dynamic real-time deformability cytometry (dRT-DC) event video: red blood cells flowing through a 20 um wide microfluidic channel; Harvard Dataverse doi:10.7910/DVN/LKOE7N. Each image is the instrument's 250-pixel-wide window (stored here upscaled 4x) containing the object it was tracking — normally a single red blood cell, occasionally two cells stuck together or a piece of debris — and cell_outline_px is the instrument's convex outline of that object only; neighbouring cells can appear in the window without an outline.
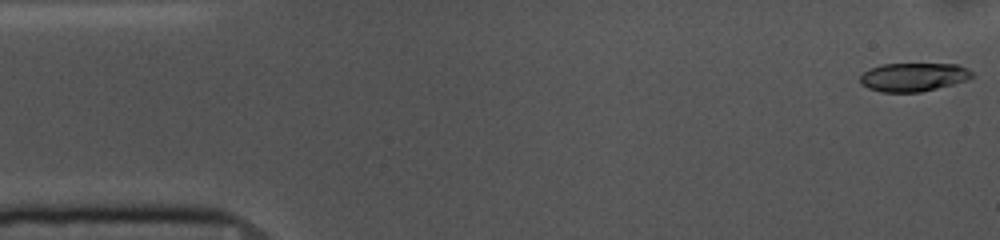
{"species": "common noctule bat (a hibernating species)", "species_latin": "Nyctalus noctula", "temperature_condition": "cold", "stored_images_in_passage": 53, "camera_frame_rate_fps": 3000, "um_per_image_px": 0.085, "animal": {"sex": "female", "body_mass_g": 10.0, "forearm_length_mm": 53.1}, "frame": {"image": 1, "passage_image": 1, "time_ms": 0.0, "image_size_px": [1000, 240], "cell_outline_px": [[972, 76], [968, 80], [920, 92], [880, 92], [868, 88], [860, 84], [860, 76], [864, 72], [880, 64], [956, 64], [968, 68], [972, 72]], "centroid_in_image_um": [77.62, 6.55], "position_along_channel_um": 7.4, "area_um2": 18.55}}
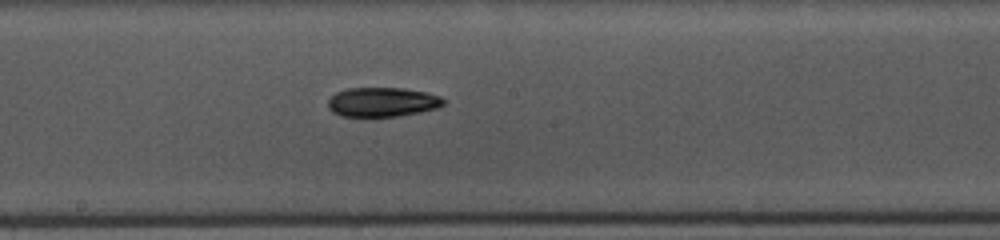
{"frame": {"image": 2, "passage_image": 27, "time_ms": 8.667, "image_size_px": [1000, 240], "cell_outline_px": [[444, 104], [436, 108], [420, 112], [396, 116], [340, 116], [332, 112], [328, 108], [328, 100], [336, 92], [348, 88], [404, 88], [428, 92], [440, 96], [444, 100]], "centroid_in_image_um": [32.49, 8.67], "position_along_channel_um": 215.7, "area_um2": 19.77}}
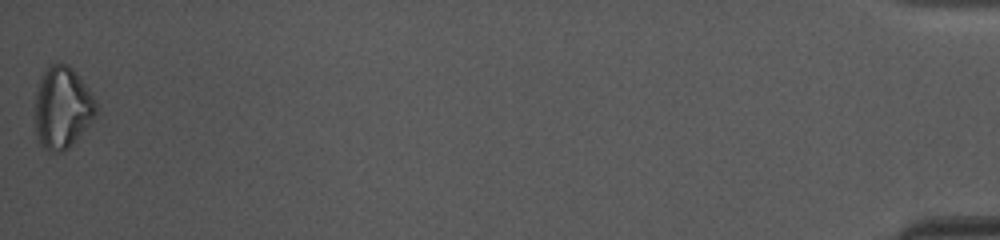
{"frame": {"image": 3, "passage_image": 53, "time_ms": 17.333, "image_size_px": [1000, 240], "cell_outline_px": [[96, 116], [76, 140], [68, 148], [60, 152], [48, 152], [40, 144], [36, 132], [36, 92], [40, 76], [52, 64], [68, 64], [76, 72], [88, 88], [96, 104]], "centroid_in_image_um": [5.29, 9.16], "position_along_channel_um": 429.9, "area_um2": 28.9}, "authors_computed_cell_mechanics": {"area_um2": 19.8832, "velocity_mm_per_s": 3.6736, "shape_relaxation_time_tau1_ms": 3.6921, "shape_relaxation_time_tau2_ms": null, "deformation_change_tau1": 0.1164, "deformation_change_tau2": null}}